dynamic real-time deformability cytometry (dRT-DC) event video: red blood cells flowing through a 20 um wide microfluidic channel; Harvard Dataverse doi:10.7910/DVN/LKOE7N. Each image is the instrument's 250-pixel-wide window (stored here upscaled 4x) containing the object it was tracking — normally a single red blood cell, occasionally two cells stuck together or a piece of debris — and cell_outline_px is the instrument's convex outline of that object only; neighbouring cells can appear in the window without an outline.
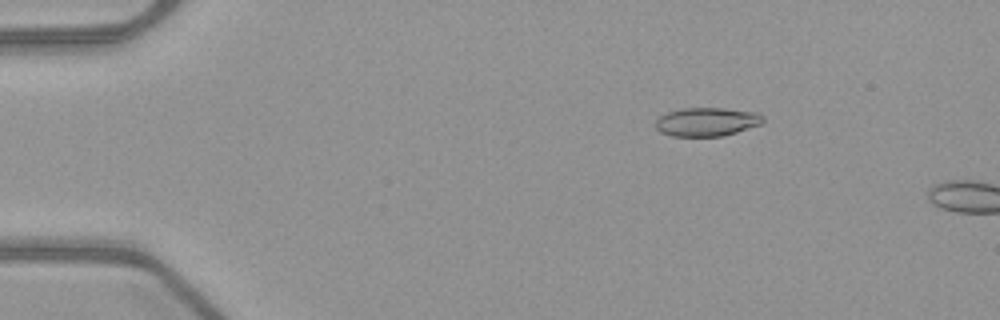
{"species": "common noctule bat (a hibernating species)", "species_latin": "Nyctalus noctula", "temperature_condition": "warm", "stored_images_in_passage": 6, "camera_frame_rate_fps": 3000, "um_per_image_px": 0.085, "animal": {"sex": "female", "body_mass_g": 21.9}, "frame": {"image": 1, "passage_image": 3, "time_ms": 0.667, "image_size_px": [1000, 320], "cell_outline_px": [[764, 120], [760, 124], [724, 136], [672, 136], [660, 132], [656, 128], [656, 120], [660, 116], [668, 112], [684, 108], [724, 108], [756, 112], [764, 116]], "centroid_in_image_um": [60.08, 10.35], "position_along_channel_um": 24.9, "area_um2": 17.86}}